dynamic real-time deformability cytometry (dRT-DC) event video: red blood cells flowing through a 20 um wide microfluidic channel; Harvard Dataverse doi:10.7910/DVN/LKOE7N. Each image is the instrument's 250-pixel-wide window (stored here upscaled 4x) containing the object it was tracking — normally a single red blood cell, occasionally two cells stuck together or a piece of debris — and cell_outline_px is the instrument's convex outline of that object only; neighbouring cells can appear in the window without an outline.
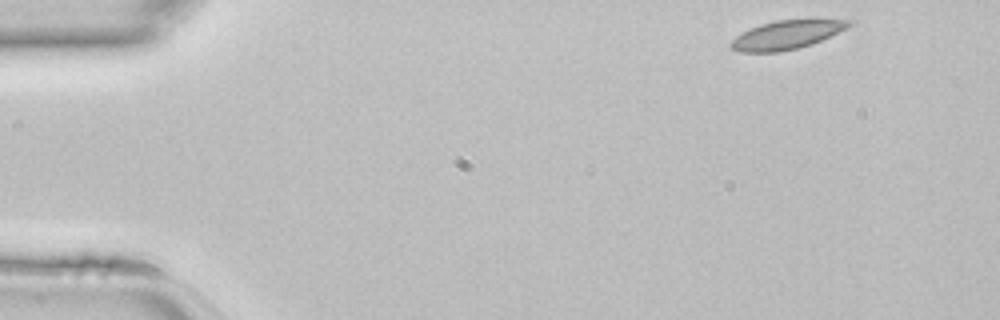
{"species": "common noctule bat (a hibernating species)", "species_latin": "Nyctalus noctula", "temperature_condition": "room temperature", "stored_images_in_passage": 42, "camera_frame_rate_fps": 3000, "um_per_image_px": 0.085, "animal": {"sex": "female", "body_mass_g": 22.7, "forearm_length_mm": 54.2}, "frame": {"image": 1, "passage_image": 1, "time_ms": 0.0, "image_size_px": [1000, 320], "cell_outline_px": [[852, 24], [848, 28], [812, 44], [796, 48], [776, 52], [736, 52], [728, 44], [736, 36], [748, 28], [760, 24], [776, 20], [852, 20]], "centroid_in_image_um": [66.81, 2.96], "position_along_channel_um": 18.2, "area_um2": 19.59}}
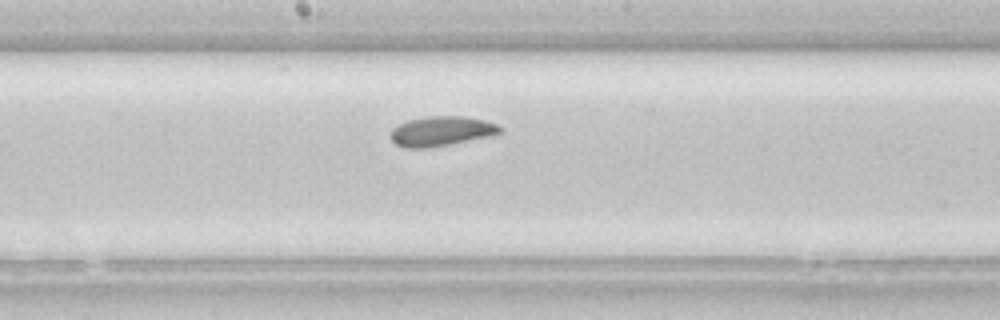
{"frame": {"image": 2, "passage_image": 21, "time_ms": 6.667, "image_size_px": [1000, 320], "cell_outline_px": [[500, 132], [496, 136], [428, 148], [404, 148], [396, 144], [392, 140], [392, 128], [408, 120], [424, 116], [464, 116], [484, 120], [496, 124], [500, 128]], "centroid_in_image_um": [37.54, 11.15], "position_along_channel_um": 210.7, "area_um2": 19.07}}
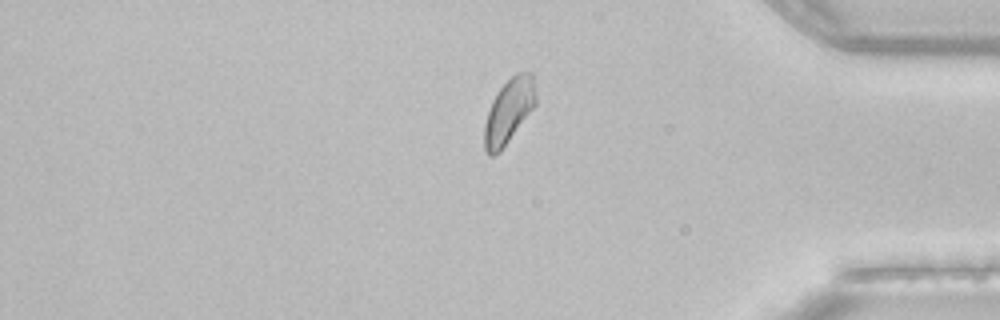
{"frame": {"image": 3, "passage_image": 35, "time_ms": 11.333, "image_size_px": [1000, 320], "cell_outline_px": [[536, 104], [500, 152], [492, 156], [488, 156], [484, 148], [484, 124], [492, 100], [496, 92], [516, 72], [532, 72], [536, 92]], "centroid_in_image_um": [43.24, 9.44], "position_along_channel_um": 392.0, "area_um2": 19.31}}